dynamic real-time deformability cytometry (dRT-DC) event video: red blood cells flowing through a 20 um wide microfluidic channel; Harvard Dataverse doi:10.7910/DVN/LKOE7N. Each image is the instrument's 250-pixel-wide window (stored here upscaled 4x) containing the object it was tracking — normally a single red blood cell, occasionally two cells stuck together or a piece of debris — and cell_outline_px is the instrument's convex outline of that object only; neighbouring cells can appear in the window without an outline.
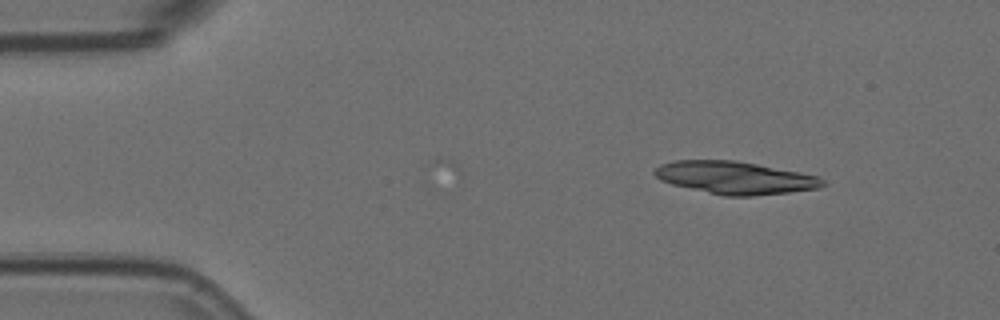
{"species": "Egyptian fruit bat (a non-hibernating species)", "species_latin": "Rousettus aegyptiacus", "temperature_condition": "room temperature", "stored_images_in_passage": 9, "camera_frame_rate_fps": 3000, "um_per_image_px": 0.085, "animal": {"sex": "female"}, "frame": {"image": 1, "passage_image": 1, "time_ms": 0.0, "image_size_px": [1000, 320], "cell_outline_px": [[828, 184], [820, 188], [788, 192], [752, 196], [724, 196], [672, 184], [660, 180], [652, 172], [660, 164], [676, 160], [736, 160], [820, 176]], "centroid_in_image_um": [62.5, 15.1], "position_along_channel_um": 22.5, "area_um2": 31.96}}